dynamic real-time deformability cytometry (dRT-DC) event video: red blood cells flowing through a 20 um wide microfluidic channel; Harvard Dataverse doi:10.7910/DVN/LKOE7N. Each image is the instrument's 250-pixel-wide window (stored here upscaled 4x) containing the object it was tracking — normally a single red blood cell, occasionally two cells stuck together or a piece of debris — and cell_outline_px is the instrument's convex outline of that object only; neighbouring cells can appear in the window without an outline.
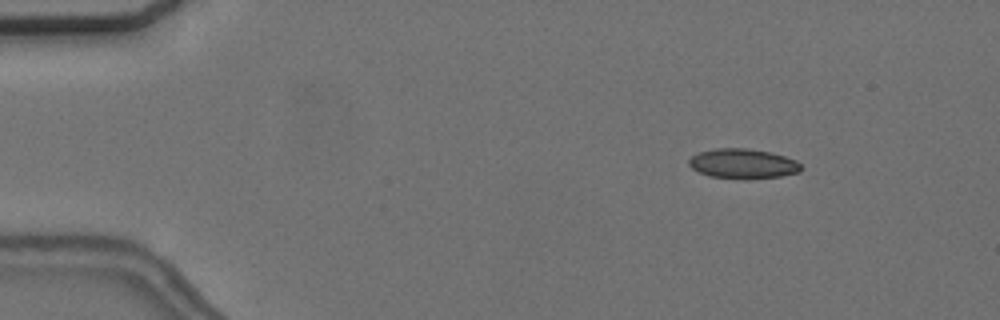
{"species": "common noctule bat (a hibernating species)", "species_latin": "Nyctalus noctula", "temperature_condition": "cold", "stored_images_in_passage": 55, "camera_frame_rate_fps": 3000, "um_per_image_px": 0.085, "animal": {"sex": "female", "body_mass_g": 24.6, "forearm_length_mm": 56.2}, "frame": {"image": 1, "passage_image": 7, "time_ms": 2.0, "image_size_px": [1000, 320], "cell_outline_px": [[804, 168], [800, 172], [780, 176], [708, 176], [692, 168], [688, 164], [688, 160], [692, 156], [700, 152], [716, 148], [748, 148], [772, 152], [796, 160]], "centroid_in_image_um": [63.17, 13.86], "position_along_channel_um": 21.8, "area_um2": 18.73}}
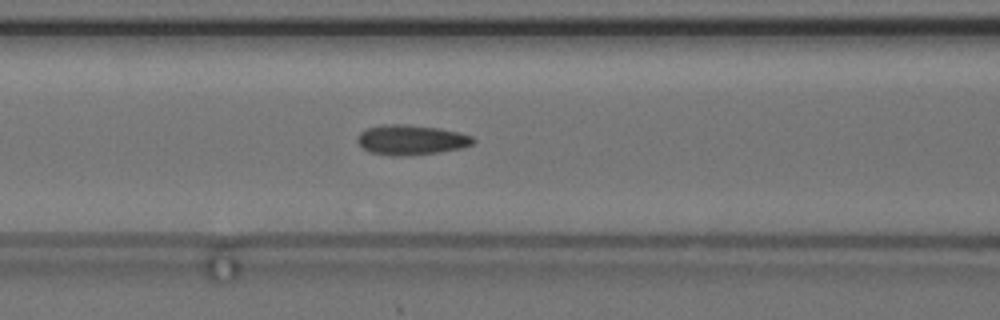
{"frame": {"image": 2, "passage_image": 23, "time_ms": 7.333, "image_size_px": [1000, 320], "cell_outline_px": [[476, 140], [472, 144], [460, 148], [440, 152], [404, 156], [396, 156], [368, 152], [356, 140], [356, 136], [360, 132], [368, 128], [384, 124], [408, 124], [440, 128], [472, 136]], "centroid_in_image_um": [34.92, 11.88], "position_along_channel_um": 131.7, "area_um2": 20.23}}
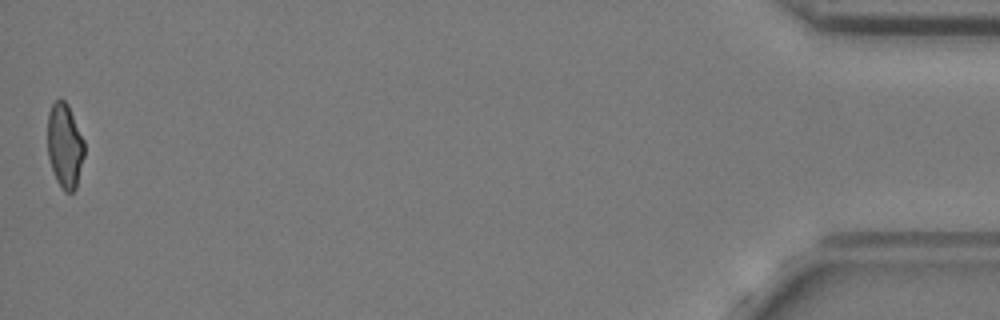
{"frame": {"image": 3, "passage_image": 55, "time_ms": 18.0, "image_size_px": [1000, 320], "cell_outline_px": [[84, 156], [76, 188], [72, 192], [64, 192], [56, 180], [48, 156], [48, 112], [52, 104], [60, 96], [68, 104], [84, 140]], "centroid_in_image_um": [5.51, 12.36], "position_along_channel_um": 429.7, "area_um2": 18.21}, "authors_computed_cell_mechanics": {"area_um2": 19.4208, "velocity_mm_per_s": 3.6949, "shape_relaxation_time_tau1_ms": 7.1481, "shape_relaxation_time_tau2_ms": 2.1685, "deformation_change_tau1": 0.1417, "deformation_change_tau2": 0.0807}}